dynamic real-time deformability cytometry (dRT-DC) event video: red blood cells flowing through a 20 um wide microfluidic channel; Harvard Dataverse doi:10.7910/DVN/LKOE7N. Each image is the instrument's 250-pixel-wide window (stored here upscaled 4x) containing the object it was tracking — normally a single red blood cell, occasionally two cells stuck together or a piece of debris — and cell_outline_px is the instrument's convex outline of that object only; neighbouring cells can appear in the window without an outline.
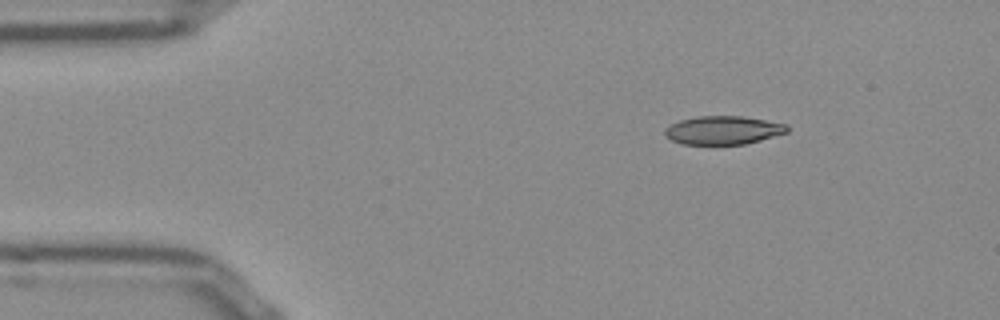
{"species": "Egyptian fruit bat (a non-hibernating species)", "species_latin": "Rousettus aegyptiacus", "temperature_condition": "room temperature", "stored_images_in_passage": 13, "camera_frame_rate_fps": 3000, "um_per_image_px": 0.085, "frame": {"image": 1, "passage_image": 1, "time_ms": 0.0, "image_size_px": [1000, 320], "cell_outline_px": [[788, 132], [760, 140], [744, 144], [684, 144], [672, 140], [664, 136], [664, 128], [680, 120], [700, 116], [740, 116], [788, 124]], "centroid_in_image_um": [61.45, 11.07], "position_along_channel_um": 23.5, "area_um2": 20.11}}
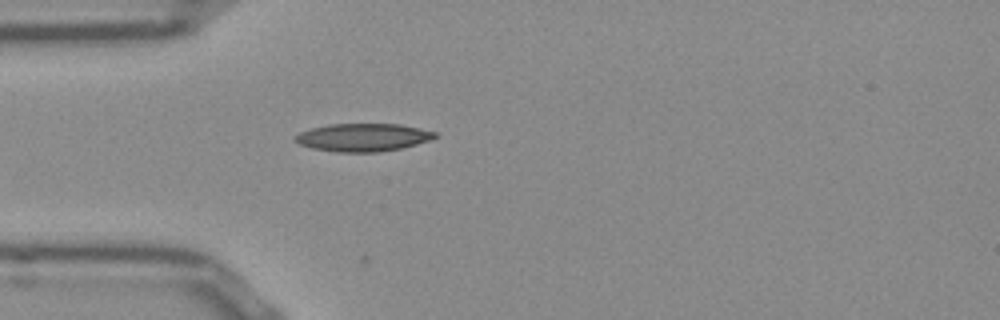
{"frame": {"image": 2, "passage_image": 8, "time_ms": 2.333, "image_size_px": [1000, 320], "cell_outline_px": [[436, 136], [428, 140], [416, 144], [400, 148], [376, 152], [336, 152], [312, 148], [300, 144], [296, 140], [296, 136], [300, 132], [312, 128], [328, 124], [400, 124], [420, 128], [436, 132]], "centroid_in_image_um": [30.85, 11.67], "position_along_channel_um": 54.2, "area_um2": 22.43}}
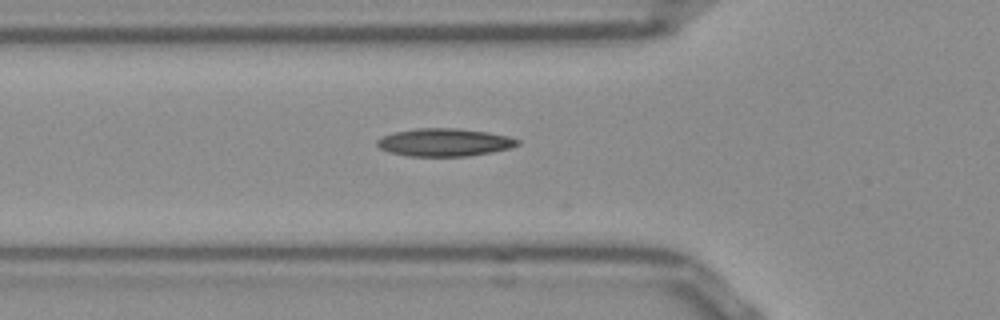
{"frame": {"image": 3, "passage_image": 11, "time_ms": 3.333, "image_size_px": [1000, 320], "cell_outline_px": [[520, 144], [512, 148], [492, 152], [468, 156], [408, 156], [392, 152], [380, 148], [376, 144], [376, 140], [380, 136], [396, 132], [416, 128], [456, 128], [488, 132], [508, 136], [520, 140]], "centroid_in_image_um": [37.8, 12.09], "position_along_channel_um": 88.0, "area_um2": 22.83}}